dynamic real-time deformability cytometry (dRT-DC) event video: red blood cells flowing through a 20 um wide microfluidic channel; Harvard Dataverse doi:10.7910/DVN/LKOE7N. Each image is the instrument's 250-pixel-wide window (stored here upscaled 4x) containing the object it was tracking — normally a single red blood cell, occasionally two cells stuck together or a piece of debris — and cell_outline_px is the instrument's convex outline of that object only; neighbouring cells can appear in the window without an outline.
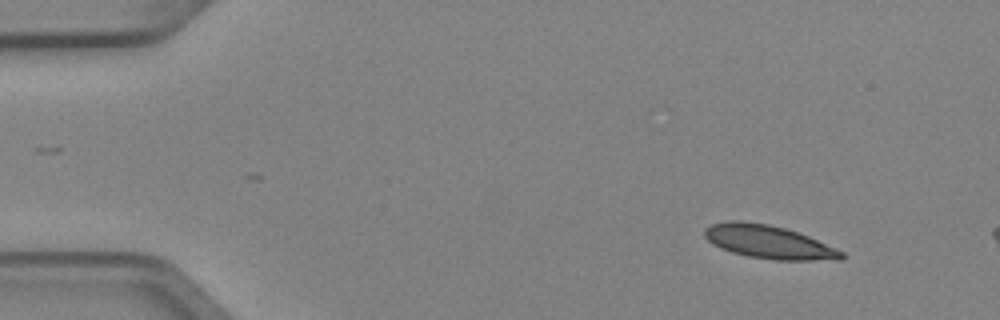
{"species": "Egyptian fruit bat (a non-hibernating species)", "species_latin": "Rousettus aegyptiacus", "temperature_condition": "cold", "stored_images_in_passage": 3, "camera_frame_rate_fps": 3000, "um_per_image_px": 0.085, "animal": {"sex": "female"}, "frame": {"image": 1, "passage_image": 1, "time_ms": 0.0, "image_size_px": [1000, 320], "cell_outline_px": [[844, 256], [840, 260], [776, 260], [748, 256], [732, 252], [720, 248], [712, 244], [704, 236], [704, 228], [712, 224], [728, 220], [740, 220], [768, 224], [784, 228], [808, 236], [844, 252]], "centroid_in_image_um": [65.3, 20.56], "position_along_channel_um": 19.7, "area_um2": 26.47}}